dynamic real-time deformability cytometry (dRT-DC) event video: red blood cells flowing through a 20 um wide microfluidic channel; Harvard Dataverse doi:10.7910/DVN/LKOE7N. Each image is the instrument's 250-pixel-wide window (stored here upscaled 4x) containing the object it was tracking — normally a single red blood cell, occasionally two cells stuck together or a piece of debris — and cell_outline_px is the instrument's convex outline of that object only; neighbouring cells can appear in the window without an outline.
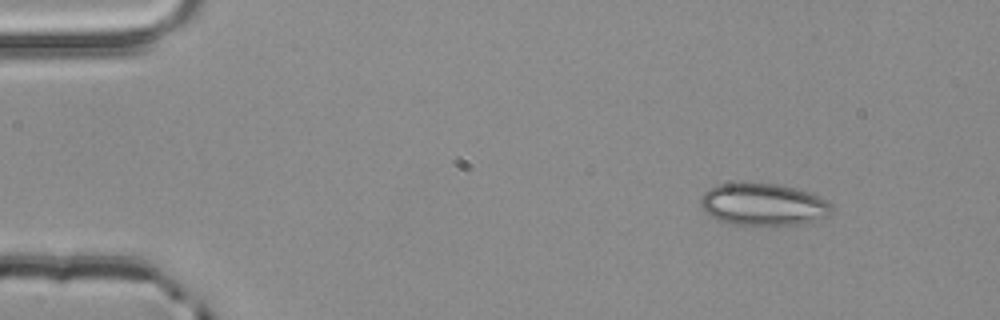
{"species": "common noctule bat (a hibernating species)", "species_latin": "Nyctalus noctula", "temperature_condition": "room temperature", "stored_images_in_passage": 2, "camera_frame_rate_fps": 3000, "um_per_image_px": 0.085, "animal": {"sex": "male", "body_mass_g": 20.4}, "frame": {"image": 1, "passage_image": 1, "time_ms": 0.0, "image_size_px": [1000, 320], "cell_outline_px": [[832, 212], [828, 216], [800, 224], [732, 224], [716, 220], [708, 216], [704, 212], [700, 204], [700, 196], [704, 192], [716, 184], [776, 184], [796, 188], [808, 192], [832, 204]], "centroid_in_image_um": [64.82, 17.38], "position_along_channel_um": 20.2, "area_um2": 31.85}}